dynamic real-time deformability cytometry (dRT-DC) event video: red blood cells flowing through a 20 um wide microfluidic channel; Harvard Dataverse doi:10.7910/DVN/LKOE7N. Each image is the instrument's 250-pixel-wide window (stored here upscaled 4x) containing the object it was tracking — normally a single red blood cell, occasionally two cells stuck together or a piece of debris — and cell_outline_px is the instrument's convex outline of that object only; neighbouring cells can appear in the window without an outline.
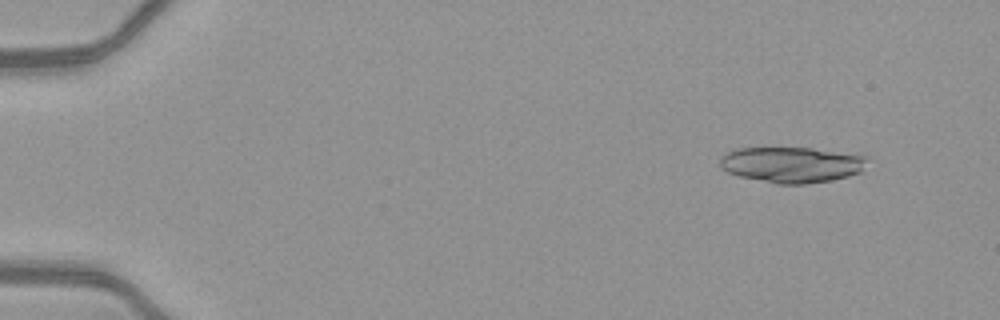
{"species": "common noctule bat (a hibernating species)", "species_latin": "Nyctalus noctula", "temperature_condition": "warm", "stored_images_in_passage": 51, "segment_of_instrument_passage": [1, 2], "camera_frame_rate_fps": 3000, "um_per_image_px": 0.085, "animal": {"sex": "female", "body_mass_g": 21.9}, "frame": {"image": 1, "passage_image": 5, "time_ms": 1.333, "image_size_px": [1000, 320], "cell_outline_px": [[868, 160], [860, 172], [848, 176], [832, 180], [808, 184], [776, 184], [740, 176], [728, 172], [720, 168], [720, 160], [732, 148], [812, 148], [860, 152], [868, 156]], "centroid_in_image_um": [67.39, 13.98], "position_along_channel_um": 17.6, "area_um2": 31.27}}